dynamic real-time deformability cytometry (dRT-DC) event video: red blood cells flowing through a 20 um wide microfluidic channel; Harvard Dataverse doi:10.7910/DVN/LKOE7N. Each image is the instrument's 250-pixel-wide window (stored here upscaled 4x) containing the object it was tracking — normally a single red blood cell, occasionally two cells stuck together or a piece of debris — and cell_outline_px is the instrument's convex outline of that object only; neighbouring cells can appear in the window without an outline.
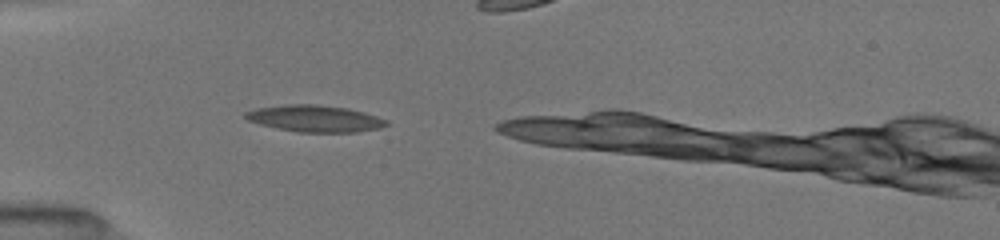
{"species": "common noctule bat (a hibernating species)", "species_latin": "Nyctalus noctula", "temperature_condition": "room temperature", "stored_images_in_passage": 24, "camera_frame_rate_fps": 3000, "um_per_image_px": 0.085, "animal": {"sex": "female", "body_mass_g": 19.5, "forearm_length_mm": 54.1}, "frame": {"image": 1, "passage_image": 1, "time_ms": 0.0, "image_size_px": [1000, 240], "cell_outline_px": [[388, 124], [380, 128], [356, 132], [296, 132], [260, 124], [248, 120], [244, 116], [244, 112], [256, 108], [288, 104], [316, 104], [348, 108], [364, 112], [388, 120]], "centroid_in_image_um": [26.77, 10.07], "position_along_channel_um": 58.2, "area_um2": 21.91}}
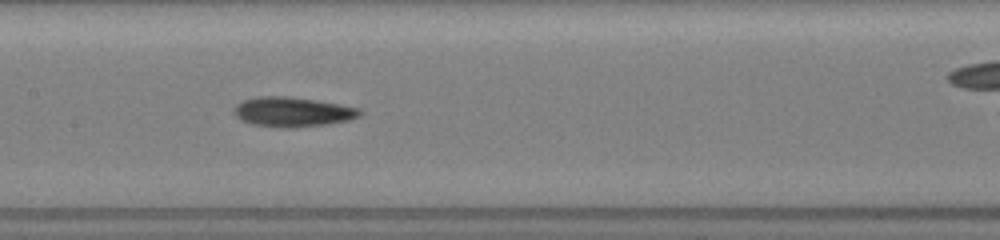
{"frame": {"image": 2, "passage_image": 11, "time_ms": 3.333, "image_size_px": [1000, 240], "cell_outline_px": [[364, 112], [360, 116], [348, 120], [328, 124], [292, 128], [288, 128], [252, 124], [236, 116], [232, 112], [232, 108], [236, 104], [244, 100], [256, 96], [288, 96], [316, 100], [340, 104], [360, 108]], "centroid_in_image_um": [24.88, 9.5], "position_along_channel_um": 182.5, "area_um2": 21.91}}
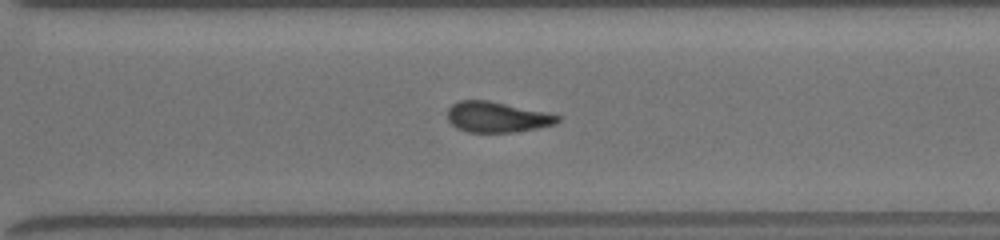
{"frame": {"image": 3, "passage_image": 23, "time_ms": 7.0, "image_size_px": [1000, 240], "cell_outline_px": [[560, 120], [556, 124], [540, 128], [512, 132], [468, 132], [456, 128], [448, 120], [448, 108], [452, 104], [460, 100], [488, 100], [548, 112], [560, 116]], "centroid_in_image_um": [42.26, 9.95], "position_along_channel_um": 328.3, "area_um2": 19.77}}